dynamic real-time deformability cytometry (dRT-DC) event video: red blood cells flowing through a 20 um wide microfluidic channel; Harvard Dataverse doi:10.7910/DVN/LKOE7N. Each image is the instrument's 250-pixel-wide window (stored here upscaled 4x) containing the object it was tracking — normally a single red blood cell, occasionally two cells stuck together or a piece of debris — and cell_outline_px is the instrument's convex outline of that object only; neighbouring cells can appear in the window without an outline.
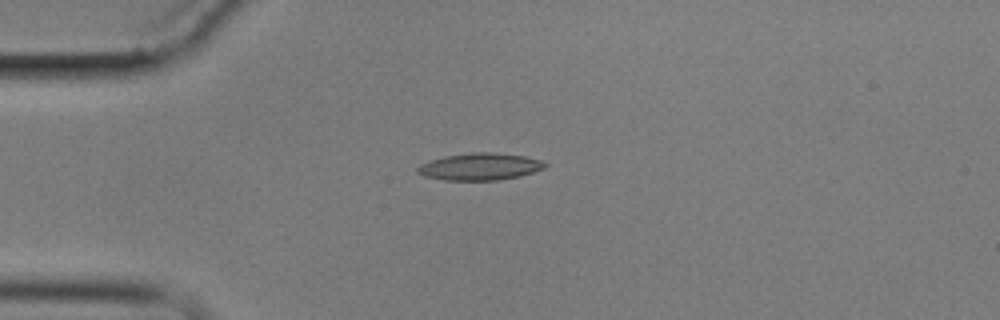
{"species": "common noctule bat (a hibernating species)", "species_latin": "Nyctalus noctula", "temperature_condition": "cold", "stored_images_in_passage": 7, "camera_frame_rate_fps": 3000, "um_per_image_px": 0.085, "animal": {"sex": "male", "body_mass_g": 17.9}, "frame": {"image": 1, "passage_image": 4, "time_ms": 4.0, "image_size_px": [1000, 320], "cell_outline_px": [[548, 164], [544, 168], [520, 176], [496, 180], [444, 180], [424, 176], [416, 172], [416, 168], [420, 164], [428, 160], [444, 156], [472, 152], [496, 152], [524, 156], [540, 160]], "centroid_in_image_um": [40.75, 14.15], "position_along_channel_um": 44.3, "area_um2": 20.17}}
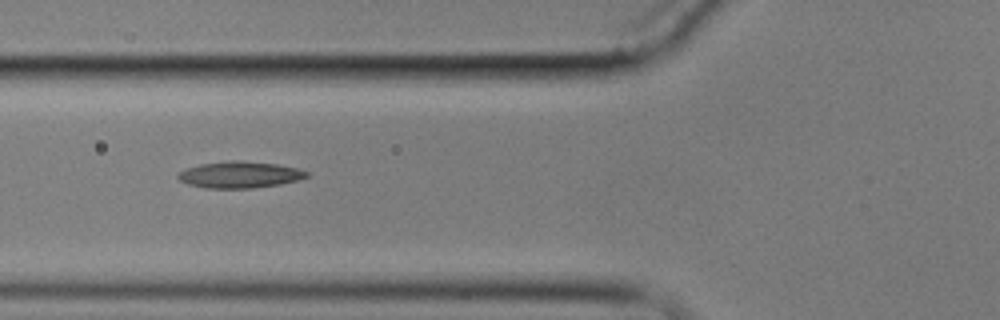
{"frame": {"image": 2, "passage_image": 6, "time_ms": 6.333, "image_size_px": [1000, 320], "cell_outline_px": [[308, 176], [296, 180], [280, 184], [252, 188], [204, 188], [188, 184], [180, 180], [176, 176], [184, 168], [200, 164], [232, 160], [236, 160], [276, 164], [296, 168], [308, 172]], "centroid_in_image_um": [20.33, 14.85], "position_along_channel_um": 105.5, "area_um2": 19.71}}
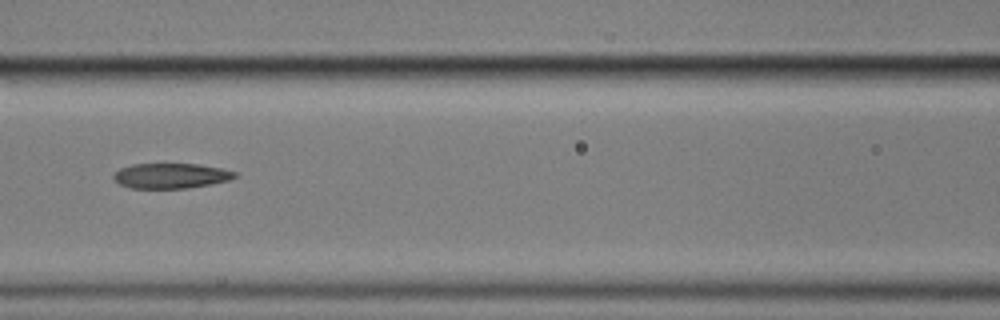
{"frame": {"image": 3, "passage_image": 7, "time_ms": 7.667, "image_size_px": [1000, 320], "cell_outline_px": [[236, 176], [228, 180], [212, 184], [188, 188], [128, 188], [120, 184], [112, 176], [120, 168], [132, 164], [200, 164], [220, 168], [236, 172]], "centroid_in_image_um": [14.52, 14.94], "position_along_channel_um": 152.1, "area_um2": 17.69}}